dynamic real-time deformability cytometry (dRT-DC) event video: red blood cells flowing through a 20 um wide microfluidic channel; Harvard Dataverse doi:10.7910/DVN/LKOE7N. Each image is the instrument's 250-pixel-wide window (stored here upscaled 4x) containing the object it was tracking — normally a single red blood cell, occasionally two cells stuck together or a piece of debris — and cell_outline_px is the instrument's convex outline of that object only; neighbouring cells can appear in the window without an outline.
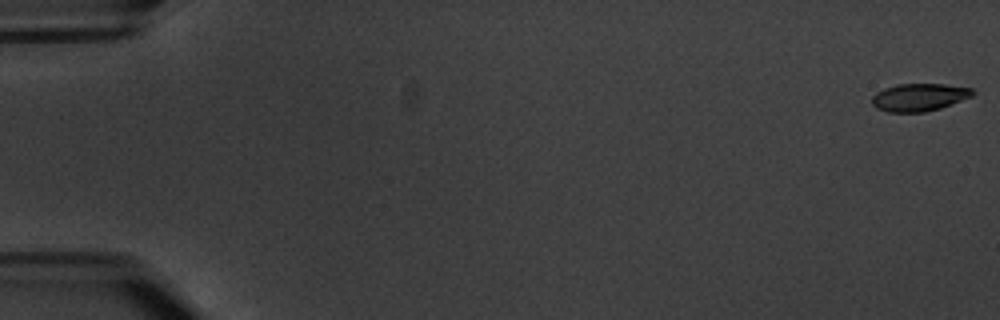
{"species": "common noctule bat (a hibernating species)", "species_latin": "Nyctalus noctula", "temperature_condition": "warm", "stored_images_in_passage": 8, "camera_frame_rate_fps": 3000, "um_per_image_px": 0.085, "animal": {"sex": "male", "body_mass_g": 20.1, "forearm_length_mm": 53.5}, "frame": {"image": 1, "passage_image": 1, "time_ms": 0.0, "image_size_px": [1000, 320], "cell_outline_px": [[976, 92], [972, 96], [940, 108], [924, 112], [888, 112], [876, 108], [872, 104], [872, 96], [876, 92], [884, 88], [896, 84], [944, 84], [972, 88]], "centroid_in_image_um": [78.11, 8.26], "position_along_channel_um": 6.9, "area_um2": 16.24}}
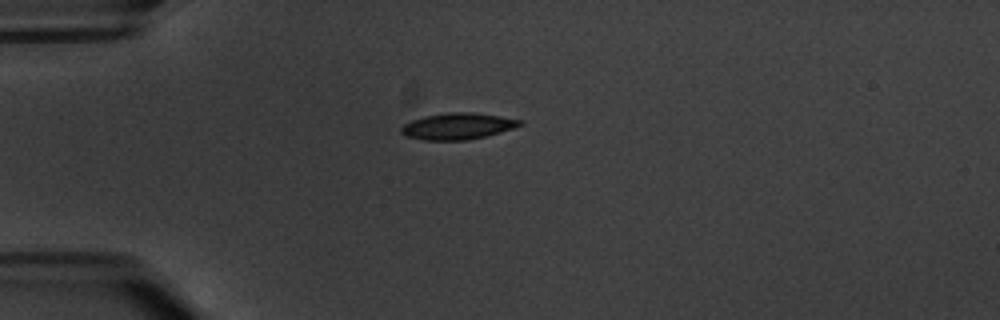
{"frame": {"image": 2, "passage_image": 5, "time_ms": 5.333, "image_size_px": [1000, 320], "cell_outline_px": [[524, 124], [500, 132], [468, 140], [424, 140], [408, 136], [400, 132], [400, 128], [404, 124], [412, 120], [424, 116], [448, 112], [472, 112], [500, 116], [520, 120]], "centroid_in_image_um": [38.88, 10.72], "position_along_channel_um": 46.1, "area_um2": 18.09}}
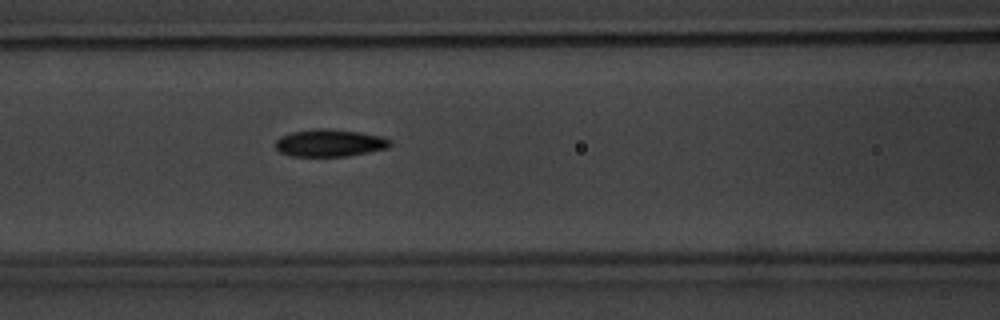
{"frame": {"image": 3, "passage_image": 8, "time_ms": 8.667, "image_size_px": [1000, 320], "cell_outline_px": [[392, 144], [388, 148], [348, 156], [292, 156], [280, 152], [276, 148], [276, 140], [280, 136], [292, 132], [316, 128], [328, 128], [360, 132], [384, 136], [392, 140]], "centroid_in_image_um": [28.06, 12.14], "position_along_channel_um": 138.5, "area_um2": 18.44}}